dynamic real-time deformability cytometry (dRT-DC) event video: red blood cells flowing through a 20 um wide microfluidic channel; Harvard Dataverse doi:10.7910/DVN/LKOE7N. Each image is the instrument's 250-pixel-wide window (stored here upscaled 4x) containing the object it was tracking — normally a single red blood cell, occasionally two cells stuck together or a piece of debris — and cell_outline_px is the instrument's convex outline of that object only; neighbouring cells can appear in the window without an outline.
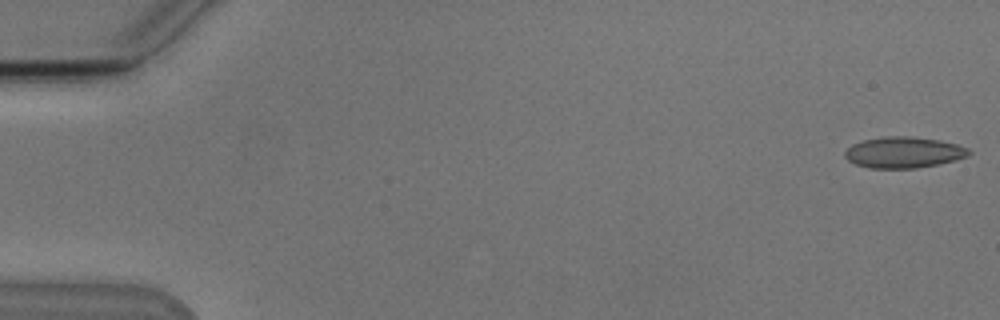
{"species": "Egyptian fruit bat (a non-hibernating species)", "species_latin": "Rousettus aegyptiacus", "temperature_condition": "cold", "stored_images_in_passage": 48, "camera_frame_rate_fps": 3000, "um_per_image_px": 0.085, "animal": {"sex": "male"}, "frame": {"image": 1, "passage_image": 1, "time_ms": 0.0, "image_size_px": [1000, 320], "cell_outline_px": [[972, 152], [968, 156], [956, 160], [940, 164], [916, 168], [868, 168], [856, 164], [848, 160], [844, 156], [844, 152], [852, 144], [864, 140], [888, 136], [908, 136], [940, 140], [956, 144], [968, 148]], "centroid_in_image_um": [76.83, 12.96], "position_along_channel_um": 8.2, "area_um2": 22.48}}
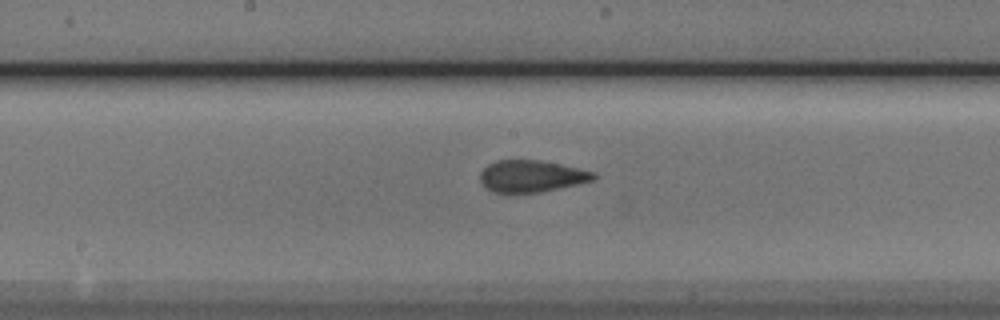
{"frame": {"image": 2, "passage_image": 28, "time_ms": 9.0, "image_size_px": [1000, 320], "cell_outline_px": [[596, 176], [592, 180], [576, 184], [540, 192], [492, 192], [480, 180], [480, 172], [488, 164], [496, 160], [540, 160], [596, 172]], "centroid_in_image_um": [45.15, 14.96], "position_along_channel_um": 203.0, "area_um2": 20.69}}
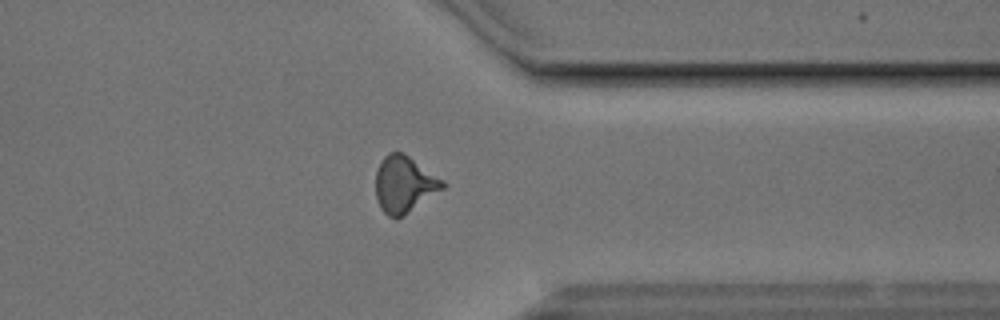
{"frame": {"image": 3, "passage_image": 42, "time_ms": 13.667, "image_size_px": [1000, 320], "cell_outline_px": [[444, 188], [404, 216], [396, 220], [388, 216], [380, 208], [376, 200], [376, 172], [380, 160], [388, 152], [400, 152], [408, 156], [444, 180]], "centroid_in_image_um": [34.33, 15.69], "position_along_channel_um": 377.1, "area_um2": 22.14}, "authors_computed_cell_mechanics": {"area_um2": 21.5594, "velocity_mm_per_s": 3.8207, "shape_relaxation_time_tau1_ms": 9.1716, "shape_relaxation_time_tau2_ms": 1.3195, "deformation_change_tau1": 0.1979, "deformation_change_tau2": 0.0857}}